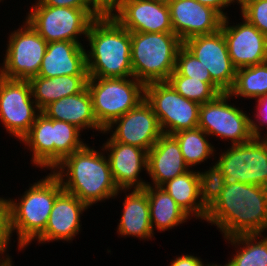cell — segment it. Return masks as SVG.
<instances>
[{"label":"cell","instance_id":"cell-1","mask_svg":"<svg viewBox=\"0 0 267 266\" xmlns=\"http://www.w3.org/2000/svg\"><path fill=\"white\" fill-rule=\"evenodd\" d=\"M206 220L220 228L224 239L262 234L267 230V187L225 184L220 197L207 210Z\"/></svg>","mask_w":267,"mask_h":266},{"label":"cell","instance_id":"cell-2","mask_svg":"<svg viewBox=\"0 0 267 266\" xmlns=\"http://www.w3.org/2000/svg\"><path fill=\"white\" fill-rule=\"evenodd\" d=\"M51 171L61 181L63 190L89 207L98 201L114 198L122 191L113 180L108 158L87 144L66 156Z\"/></svg>","mask_w":267,"mask_h":266},{"label":"cell","instance_id":"cell-3","mask_svg":"<svg viewBox=\"0 0 267 266\" xmlns=\"http://www.w3.org/2000/svg\"><path fill=\"white\" fill-rule=\"evenodd\" d=\"M90 51L86 52L89 77H133L131 32L113 16L94 19L87 32Z\"/></svg>","mask_w":267,"mask_h":266},{"label":"cell","instance_id":"cell-4","mask_svg":"<svg viewBox=\"0 0 267 266\" xmlns=\"http://www.w3.org/2000/svg\"><path fill=\"white\" fill-rule=\"evenodd\" d=\"M62 191L61 181L51 172L31 184L18 203L6 199L8 233L11 239L16 230L18 250L26 248L45 230L55 199Z\"/></svg>","mask_w":267,"mask_h":266},{"label":"cell","instance_id":"cell-5","mask_svg":"<svg viewBox=\"0 0 267 266\" xmlns=\"http://www.w3.org/2000/svg\"><path fill=\"white\" fill-rule=\"evenodd\" d=\"M182 45L174 32H131L133 77L145 85L167 81L175 70L177 53Z\"/></svg>","mask_w":267,"mask_h":266},{"label":"cell","instance_id":"cell-6","mask_svg":"<svg viewBox=\"0 0 267 266\" xmlns=\"http://www.w3.org/2000/svg\"><path fill=\"white\" fill-rule=\"evenodd\" d=\"M80 132L75 125L50 119L40 112L21 141L33 152V165L54 170L66 156L86 145L81 141Z\"/></svg>","mask_w":267,"mask_h":266},{"label":"cell","instance_id":"cell-7","mask_svg":"<svg viewBox=\"0 0 267 266\" xmlns=\"http://www.w3.org/2000/svg\"><path fill=\"white\" fill-rule=\"evenodd\" d=\"M87 89L92 98L95 118L104 130L145 100V84L135 77H89Z\"/></svg>","mask_w":267,"mask_h":266},{"label":"cell","instance_id":"cell-8","mask_svg":"<svg viewBox=\"0 0 267 266\" xmlns=\"http://www.w3.org/2000/svg\"><path fill=\"white\" fill-rule=\"evenodd\" d=\"M228 92L219 94L214 100L200 104L198 127L209 136H217L232 142L243 144L254 137L261 138V129L243 110L228 103Z\"/></svg>","mask_w":267,"mask_h":266},{"label":"cell","instance_id":"cell-9","mask_svg":"<svg viewBox=\"0 0 267 266\" xmlns=\"http://www.w3.org/2000/svg\"><path fill=\"white\" fill-rule=\"evenodd\" d=\"M26 21L47 42L72 41L80 43L79 35L87 36L91 22L100 17L93 9L42 5L38 0ZM82 34V35H81Z\"/></svg>","mask_w":267,"mask_h":266},{"label":"cell","instance_id":"cell-10","mask_svg":"<svg viewBox=\"0 0 267 266\" xmlns=\"http://www.w3.org/2000/svg\"><path fill=\"white\" fill-rule=\"evenodd\" d=\"M145 100L152 106L165 134L198 127L200 104L186 99L167 81L145 85Z\"/></svg>","mask_w":267,"mask_h":266},{"label":"cell","instance_id":"cell-11","mask_svg":"<svg viewBox=\"0 0 267 266\" xmlns=\"http://www.w3.org/2000/svg\"><path fill=\"white\" fill-rule=\"evenodd\" d=\"M218 159L225 184L240 182L267 187V136L232 145Z\"/></svg>","mask_w":267,"mask_h":266},{"label":"cell","instance_id":"cell-12","mask_svg":"<svg viewBox=\"0 0 267 266\" xmlns=\"http://www.w3.org/2000/svg\"><path fill=\"white\" fill-rule=\"evenodd\" d=\"M0 74L7 79L30 80L38 76L47 42L27 21L9 35Z\"/></svg>","mask_w":267,"mask_h":266},{"label":"cell","instance_id":"cell-13","mask_svg":"<svg viewBox=\"0 0 267 266\" xmlns=\"http://www.w3.org/2000/svg\"><path fill=\"white\" fill-rule=\"evenodd\" d=\"M32 98L29 80L0 76V121L6 131L20 141L41 112Z\"/></svg>","mask_w":267,"mask_h":266},{"label":"cell","instance_id":"cell-14","mask_svg":"<svg viewBox=\"0 0 267 266\" xmlns=\"http://www.w3.org/2000/svg\"><path fill=\"white\" fill-rule=\"evenodd\" d=\"M183 45L209 71L211 80L223 92L232 89L237 69L232 64L225 37L220 29L212 34L189 38Z\"/></svg>","mask_w":267,"mask_h":266},{"label":"cell","instance_id":"cell-15","mask_svg":"<svg viewBox=\"0 0 267 266\" xmlns=\"http://www.w3.org/2000/svg\"><path fill=\"white\" fill-rule=\"evenodd\" d=\"M113 126L116 128L115 131H111L113 132L110 136L112 141L136 146L147 152L163 134L158 118L146 100L114 120L103 134L110 132Z\"/></svg>","mask_w":267,"mask_h":266},{"label":"cell","instance_id":"cell-16","mask_svg":"<svg viewBox=\"0 0 267 266\" xmlns=\"http://www.w3.org/2000/svg\"><path fill=\"white\" fill-rule=\"evenodd\" d=\"M229 18L222 19L220 30L225 37L228 53L236 69L267 61V37L243 18V23L229 26Z\"/></svg>","mask_w":267,"mask_h":266},{"label":"cell","instance_id":"cell-17","mask_svg":"<svg viewBox=\"0 0 267 266\" xmlns=\"http://www.w3.org/2000/svg\"><path fill=\"white\" fill-rule=\"evenodd\" d=\"M113 17L130 32H173L167 2L159 0H123Z\"/></svg>","mask_w":267,"mask_h":266},{"label":"cell","instance_id":"cell-18","mask_svg":"<svg viewBox=\"0 0 267 266\" xmlns=\"http://www.w3.org/2000/svg\"><path fill=\"white\" fill-rule=\"evenodd\" d=\"M168 6L173 32L182 42L220 29L223 18L215 10L196 0H171Z\"/></svg>","mask_w":267,"mask_h":266},{"label":"cell","instance_id":"cell-19","mask_svg":"<svg viewBox=\"0 0 267 266\" xmlns=\"http://www.w3.org/2000/svg\"><path fill=\"white\" fill-rule=\"evenodd\" d=\"M102 151L107 150L113 180L119 190L144 189L149 182L139 179L142 168L147 171L148 152L129 144L112 141L103 144Z\"/></svg>","mask_w":267,"mask_h":266},{"label":"cell","instance_id":"cell-20","mask_svg":"<svg viewBox=\"0 0 267 266\" xmlns=\"http://www.w3.org/2000/svg\"><path fill=\"white\" fill-rule=\"evenodd\" d=\"M88 205L78 197L63 190L55 199L45 230L36 238L39 243L70 241L79 234L80 215Z\"/></svg>","mask_w":267,"mask_h":266},{"label":"cell","instance_id":"cell-21","mask_svg":"<svg viewBox=\"0 0 267 266\" xmlns=\"http://www.w3.org/2000/svg\"><path fill=\"white\" fill-rule=\"evenodd\" d=\"M189 170L176 138L163 133L148 151L147 173L152 178V184L161 187Z\"/></svg>","mask_w":267,"mask_h":266},{"label":"cell","instance_id":"cell-22","mask_svg":"<svg viewBox=\"0 0 267 266\" xmlns=\"http://www.w3.org/2000/svg\"><path fill=\"white\" fill-rule=\"evenodd\" d=\"M88 75L86 49L81 43L56 41L47 43L38 76Z\"/></svg>","mask_w":267,"mask_h":266},{"label":"cell","instance_id":"cell-23","mask_svg":"<svg viewBox=\"0 0 267 266\" xmlns=\"http://www.w3.org/2000/svg\"><path fill=\"white\" fill-rule=\"evenodd\" d=\"M41 112L50 119L73 124L81 131L90 128L99 130L101 133L104 132L95 118L92 98L87 87L78 94L69 95L50 103Z\"/></svg>","mask_w":267,"mask_h":266},{"label":"cell","instance_id":"cell-24","mask_svg":"<svg viewBox=\"0 0 267 266\" xmlns=\"http://www.w3.org/2000/svg\"><path fill=\"white\" fill-rule=\"evenodd\" d=\"M117 233L139 239H151L154 231L150 221L149 199L144 189H133L126 195Z\"/></svg>","mask_w":267,"mask_h":266},{"label":"cell","instance_id":"cell-25","mask_svg":"<svg viewBox=\"0 0 267 266\" xmlns=\"http://www.w3.org/2000/svg\"><path fill=\"white\" fill-rule=\"evenodd\" d=\"M88 75H64L52 78L35 76L29 80L32 96L42 111L50 103L78 94L87 87Z\"/></svg>","mask_w":267,"mask_h":266},{"label":"cell","instance_id":"cell-26","mask_svg":"<svg viewBox=\"0 0 267 266\" xmlns=\"http://www.w3.org/2000/svg\"><path fill=\"white\" fill-rule=\"evenodd\" d=\"M144 190L147 192L149 199L152 230L155 227L158 231H166L187 222L186 220L190 216L162 187L154 186L153 188L149 183Z\"/></svg>","mask_w":267,"mask_h":266},{"label":"cell","instance_id":"cell-27","mask_svg":"<svg viewBox=\"0 0 267 266\" xmlns=\"http://www.w3.org/2000/svg\"><path fill=\"white\" fill-rule=\"evenodd\" d=\"M175 202L189 215L205 220L207 209L200 197L198 172H188L176 176L161 186ZM199 199V200H198Z\"/></svg>","mask_w":267,"mask_h":266},{"label":"cell","instance_id":"cell-28","mask_svg":"<svg viewBox=\"0 0 267 266\" xmlns=\"http://www.w3.org/2000/svg\"><path fill=\"white\" fill-rule=\"evenodd\" d=\"M261 235H238L227 238L235 248L241 244L243 247H238L235 256L233 255L225 266H267V236Z\"/></svg>","mask_w":267,"mask_h":266},{"label":"cell","instance_id":"cell-29","mask_svg":"<svg viewBox=\"0 0 267 266\" xmlns=\"http://www.w3.org/2000/svg\"><path fill=\"white\" fill-rule=\"evenodd\" d=\"M173 136L176 138L183 159L189 168L201 164L204 160L211 158V155L214 156L215 150L206 139L209 135L199 127L179 131Z\"/></svg>","mask_w":267,"mask_h":266},{"label":"cell","instance_id":"cell-30","mask_svg":"<svg viewBox=\"0 0 267 266\" xmlns=\"http://www.w3.org/2000/svg\"><path fill=\"white\" fill-rule=\"evenodd\" d=\"M228 93L248 99L267 95V61L237 69L235 83Z\"/></svg>","mask_w":267,"mask_h":266},{"label":"cell","instance_id":"cell-31","mask_svg":"<svg viewBox=\"0 0 267 266\" xmlns=\"http://www.w3.org/2000/svg\"><path fill=\"white\" fill-rule=\"evenodd\" d=\"M167 82L186 99L204 104L224 93L215 83H206L186 76H170Z\"/></svg>","mask_w":267,"mask_h":266},{"label":"cell","instance_id":"cell-32","mask_svg":"<svg viewBox=\"0 0 267 266\" xmlns=\"http://www.w3.org/2000/svg\"><path fill=\"white\" fill-rule=\"evenodd\" d=\"M200 199L208 210L220 197L225 188L224 175L217 162L205 172L198 171Z\"/></svg>","mask_w":267,"mask_h":266},{"label":"cell","instance_id":"cell-33","mask_svg":"<svg viewBox=\"0 0 267 266\" xmlns=\"http://www.w3.org/2000/svg\"><path fill=\"white\" fill-rule=\"evenodd\" d=\"M170 76H186L206 83H214L209 71L184 45L177 53L176 67Z\"/></svg>","mask_w":267,"mask_h":266},{"label":"cell","instance_id":"cell-34","mask_svg":"<svg viewBox=\"0 0 267 266\" xmlns=\"http://www.w3.org/2000/svg\"><path fill=\"white\" fill-rule=\"evenodd\" d=\"M241 15L267 37V0H238Z\"/></svg>","mask_w":267,"mask_h":266},{"label":"cell","instance_id":"cell-35","mask_svg":"<svg viewBox=\"0 0 267 266\" xmlns=\"http://www.w3.org/2000/svg\"><path fill=\"white\" fill-rule=\"evenodd\" d=\"M123 0H89L91 8L100 16H113L122 7ZM114 11V12H113Z\"/></svg>","mask_w":267,"mask_h":266},{"label":"cell","instance_id":"cell-36","mask_svg":"<svg viewBox=\"0 0 267 266\" xmlns=\"http://www.w3.org/2000/svg\"><path fill=\"white\" fill-rule=\"evenodd\" d=\"M9 233H8V221H7V204L6 199L0 198V254L2 255L7 251L9 247Z\"/></svg>","mask_w":267,"mask_h":266},{"label":"cell","instance_id":"cell-37","mask_svg":"<svg viewBox=\"0 0 267 266\" xmlns=\"http://www.w3.org/2000/svg\"><path fill=\"white\" fill-rule=\"evenodd\" d=\"M42 5L55 7H71L77 9H92L89 0H38Z\"/></svg>","mask_w":267,"mask_h":266},{"label":"cell","instance_id":"cell-38","mask_svg":"<svg viewBox=\"0 0 267 266\" xmlns=\"http://www.w3.org/2000/svg\"><path fill=\"white\" fill-rule=\"evenodd\" d=\"M202 5L208 6L215 10L222 18H226L227 14L223 12L224 8L233 4V2H238V0H196Z\"/></svg>","mask_w":267,"mask_h":266},{"label":"cell","instance_id":"cell-39","mask_svg":"<svg viewBox=\"0 0 267 266\" xmlns=\"http://www.w3.org/2000/svg\"><path fill=\"white\" fill-rule=\"evenodd\" d=\"M170 266H208V264L205 265L199 257L187 254L176 257Z\"/></svg>","mask_w":267,"mask_h":266},{"label":"cell","instance_id":"cell-40","mask_svg":"<svg viewBox=\"0 0 267 266\" xmlns=\"http://www.w3.org/2000/svg\"><path fill=\"white\" fill-rule=\"evenodd\" d=\"M258 104L256 106V114L257 121L260 120L261 122L258 124L267 125V95L262 96L257 99L256 101Z\"/></svg>","mask_w":267,"mask_h":266},{"label":"cell","instance_id":"cell-41","mask_svg":"<svg viewBox=\"0 0 267 266\" xmlns=\"http://www.w3.org/2000/svg\"><path fill=\"white\" fill-rule=\"evenodd\" d=\"M7 257L6 258H1L0 259V266H12V261L10 259V256L9 255H6Z\"/></svg>","mask_w":267,"mask_h":266},{"label":"cell","instance_id":"cell-42","mask_svg":"<svg viewBox=\"0 0 267 266\" xmlns=\"http://www.w3.org/2000/svg\"><path fill=\"white\" fill-rule=\"evenodd\" d=\"M208 266H221V265H217V264H208ZM225 266V265H224Z\"/></svg>","mask_w":267,"mask_h":266},{"label":"cell","instance_id":"cell-43","mask_svg":"<svg viewBox=\"0 0 267 266\" xmlns=\"http://www.w3.org/2000/svg\"><path fill=\"white\" fill-rule=\"evenodd\" d=\"M159 1H163V2H167V3H168V2L171 1V0H159Z\"/></svg>","mask_w":267,"mask_h":266}]
</instances>
